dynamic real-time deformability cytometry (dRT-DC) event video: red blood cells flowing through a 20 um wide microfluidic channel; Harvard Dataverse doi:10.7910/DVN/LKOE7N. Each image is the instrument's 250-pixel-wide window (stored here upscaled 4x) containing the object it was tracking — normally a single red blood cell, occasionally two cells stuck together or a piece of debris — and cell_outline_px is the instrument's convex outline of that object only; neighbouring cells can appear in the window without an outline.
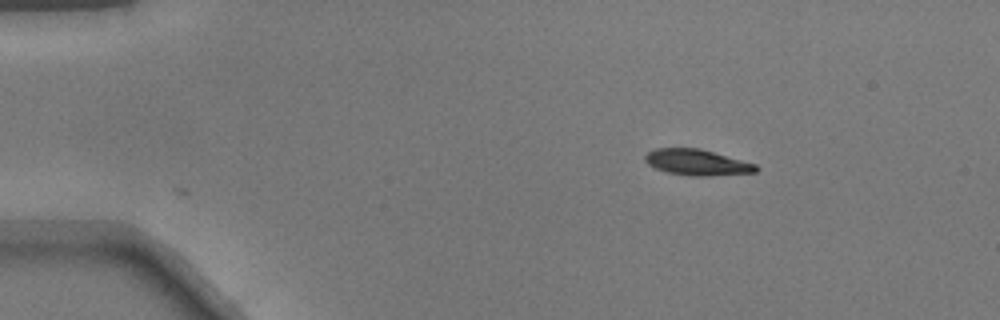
{"species": "common noctule bat (a hibernating species)", "species_latin": "Nyctalus noctula", "temperature_condition": "warm", "stored_images_in_passage": 7, "camera_frame_rate_fps": 3000, "um_per_image_px": 0.085, "animal": {"sex": "male", "body_mass_g": 17.9}, "frame": {"image": 1, "passage_image": 1, "time_ms": 0.0, "image_size_px": [1000, 320], "cell_outline_px": [[760, 168], [756, 172], [708, 176], [688, 176], [668, 172], [656, 168], [648, 164], [644, 160], [644, 156], [648, 152], [656, 148], [700, 148], [756, 164]], "centroid_in_image_um": [59.25, 13.8], "position_along_channel_um": 25.8, "area_um2": 16.76}}